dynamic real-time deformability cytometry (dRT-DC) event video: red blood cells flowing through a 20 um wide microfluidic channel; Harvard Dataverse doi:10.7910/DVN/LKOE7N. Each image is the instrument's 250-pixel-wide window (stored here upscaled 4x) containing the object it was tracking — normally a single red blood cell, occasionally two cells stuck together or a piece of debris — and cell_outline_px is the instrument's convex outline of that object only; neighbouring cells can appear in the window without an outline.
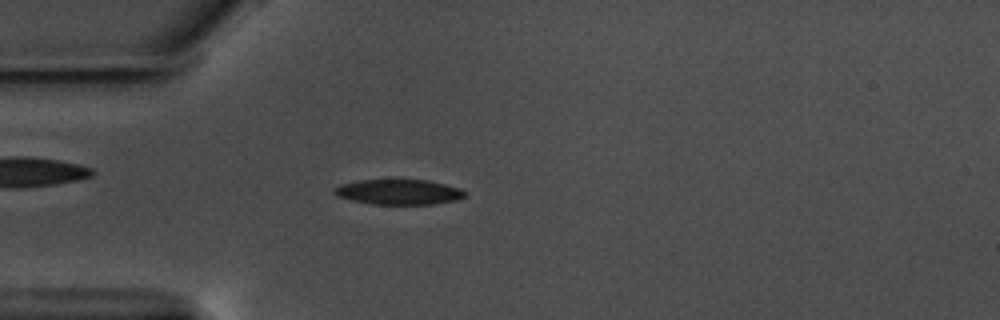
{"species": "common noctule bat (a hibernating species)", "species_latin": "Nyctalus noctula", "temperature_condition": "warm", "stored_images_in_passage": 57, "camera_frame_rate_fps": 3000, "um_per_image_px": 0.085, "animal": {"sex": "male", "body_mass_g": 17.5, "forearm_length_mm": 52.3}, "frame": {"image": 1, "passage_image": 16, "time_ms": 5.0, "image_size_px": [1000, 320], "cell_outline_px": [[468, 196], [456, 200], [432, 204], [372, 204], [352, 200], [336, 196], [332, 192], [340, 184], [360, 180], [428, 180], [460, 188], [468, 192]], "centroid_in_image_um": [33.93, 16.32], "position_along_channel_um": 51.1, "area_um2": 19.19}}
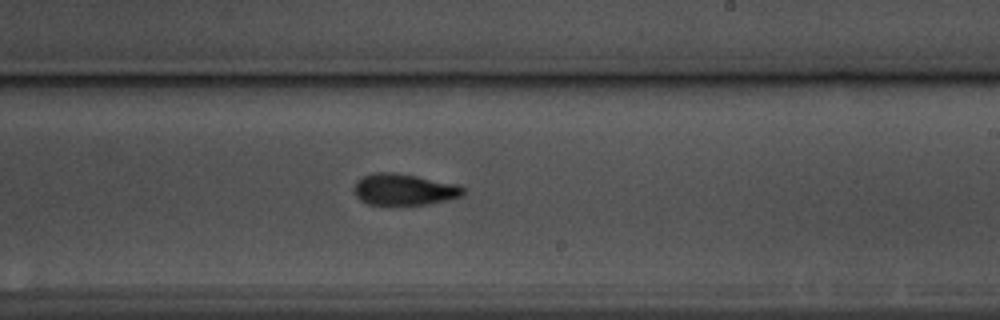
{"frame": {"image": 2, "passage_image": 34, "time_ms": 11.0, "image_size_px": [1000, 320], "cell_outline_px": [[464, 192], [460, 196], [444, 200], [424, 204], [368, 204], [360, 200], [356, 196], [356, 180], [372, 172], [396, 172], [460, 184], [464, 188]], "centroid_in_image_um": [34.35, 16.08], "position_along_channel_um": 254.7, "area_um2": 19.77}}
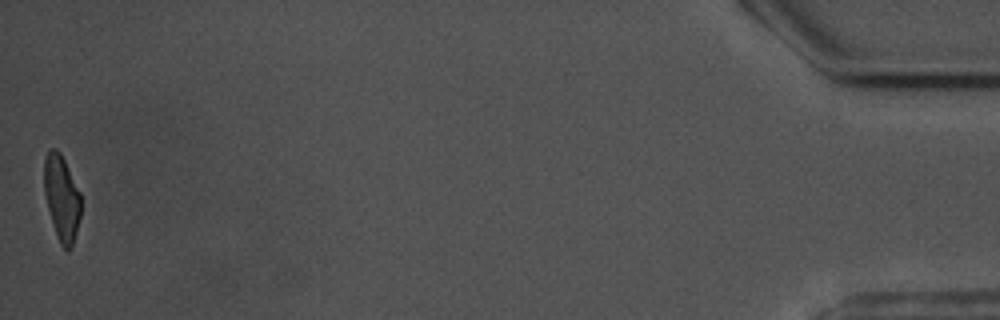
{"frame": {"image": 3, "passage_image": 57, "time_ms": 18.667, "image_size_px": [1000, 320], "cell_outline_px": [[80, 216], [72, 248], [68, 252], [60, 244], [56, 236], [48, 208], [44, 192], [44, 156], [48, 148], [56, 148], [60, 152], [80, 192]], "centroid_in_image_um": [5.23, 16.82], "position_along_channel_um": 430.0, "area_um2": 18.38}, "authors_computed_cell_mechanics": {"area_um2": 19.4208, "velocity_mm_per_s": 3.5687, "shape_relaxation_time_tau1_ms": 3.8456, "shape_relaxation_time_tau2_ms": 4.5749, "deformation_change_tau1": 0.1491, "deformation_change_tau2": 0.1232}}